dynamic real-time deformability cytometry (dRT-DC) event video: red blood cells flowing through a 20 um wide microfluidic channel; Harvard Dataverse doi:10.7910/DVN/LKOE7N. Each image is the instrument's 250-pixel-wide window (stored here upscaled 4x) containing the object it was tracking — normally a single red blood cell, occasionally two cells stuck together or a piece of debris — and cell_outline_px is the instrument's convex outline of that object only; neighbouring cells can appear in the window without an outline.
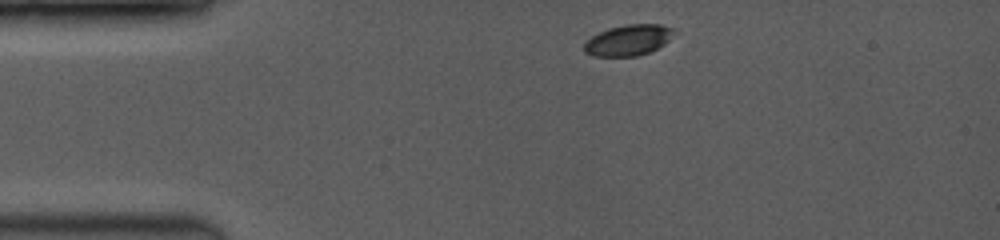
{"species": "common noctule bat (a hibernating species)", "species_latin": "Nyctalus noctula", "temperature_condition": "room temperature", "stored_images_in_passage": 9, "camera_frame_rate_fps": 3500, "um_per_image_px": 0.085, "animal": {"sex": "female", "body_mass_g": 19.0, "forearm_length_mm": 53.3}, "frame": {"image": 1, "passage_image": 1, "time_ms": 0.0, "image_size_px": [1000, 240], "cell_outline_px": [[672, 32], [668, 40], [664, 44], [648, 52], [636, 56], [592, 56], [584, 52], [584, 44], [592, 36], [600, 32], [612, 28], [628, 24], [660, 24], [672, 28]], "centroid_in_image_um": [53.37, 3.42], "position_along_channel_um": 31.6, "area_um2": 15.72}}
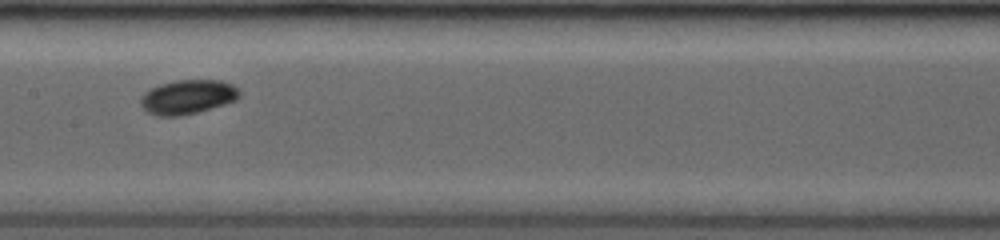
{"frame": {"image": 2, "passage_image": 6, "time_ms": 5.143, "image_size_px": [1000, 240], "cell_outline_px": [[240, 96], [236, 100], [224, 104], [196, 112], [180, 116], [156, 116], [148, 112], [140, 104], [140, 96], [144, 92], [160, 84], [176, 80], [220, 80], [232, 84], [240, 92]], "centroid_in_image_um": [15.93, 8.23], "position_along_channel_um": 191.5, "area_um2": 19.65}}
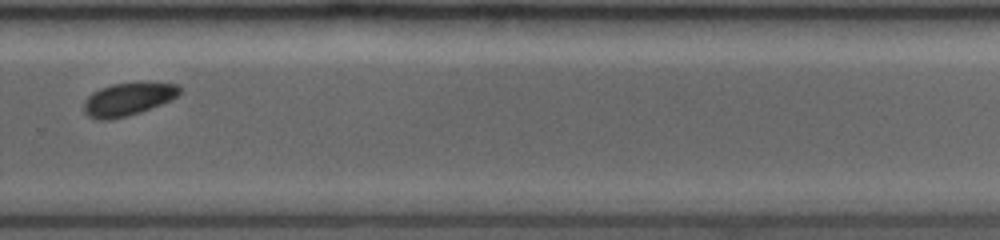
{"frame": {"image": 3, "passage_image": 9, "time_ms": 8.286, "image_size_px": [1000, 240], "cell_outline_px": [[180, 92], [176, 96], [160, 104], [140, 112], [128, 116], [112, 120], [100, 120], [88, 116], [84, 112], [84, 100], [92, 92], [100, 88], [112, 84], [144, 80], [180, 84]], "centroid_in_image_um": [10.88, 8.39], "position_along_channel_um": 318.9, "area_um2": 18.84}}